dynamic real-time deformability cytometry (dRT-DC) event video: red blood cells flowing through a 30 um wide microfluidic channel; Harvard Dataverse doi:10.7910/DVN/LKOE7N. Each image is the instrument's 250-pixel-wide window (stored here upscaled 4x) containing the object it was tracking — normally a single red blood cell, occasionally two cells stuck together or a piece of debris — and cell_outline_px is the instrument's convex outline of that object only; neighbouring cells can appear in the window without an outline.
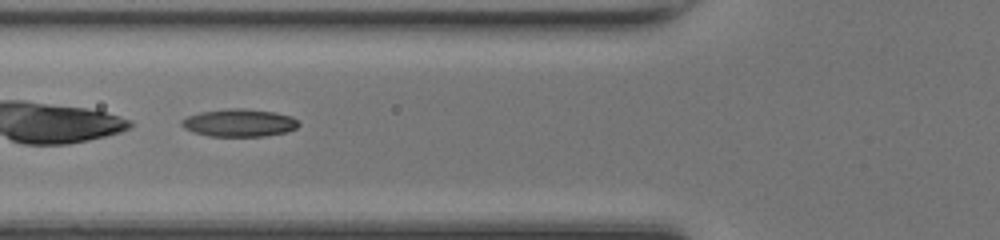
{"species": "common noctule bat (a hibernating species)", "species_latin": "Nyctalus noctula", "temperature_condition": "room temperature", "stored_images_in_passage": 38, "camera_frame_rate_fps": 3000, "um_per_image_px": 0.085, "animal": {"sex": "female", "body_mass_g": 17.0, "forearm_length_mm": 48.0}, "frame": {"image": 1, "passage_image": 18, "time_ms": 5.667, "image_size_px": [1000, 240], "cell_outline_px": [[300, 124], [296, 128], [288, 132], [264, 136], [208, 136], [192, 132], [184, 128], [180, 124], [180, 120], [188, 116], [200, 112], [228, 108], [244, 108], [276, 112], [292, 116]], "centroid_in_image_um": [20.33, 10.44], "position_along_channel_um": 105.5, "area_um2": 19.07}}
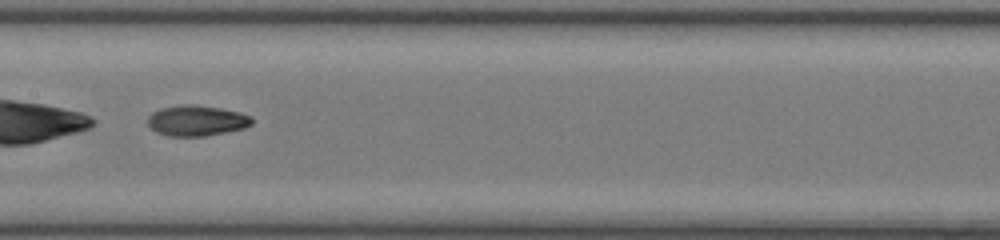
{"frame": {"image": 2, "passage_image": 24, "time_ms": 7.667, "image_size_px": [1000, 240], "cell_outline_px": [[252, 124], [244, 128], [204, 136], [168, 136], [156, 132], [148, 124], [148, 116], [152, 112], [160, 108], [184, 104], [192, 104], [220, 108], [240, 112], [252, 116]], "centroid_in_image_um": [16.7, 10.24], "position_along_channel_um": 190.7, "area_um2": 18.55}}
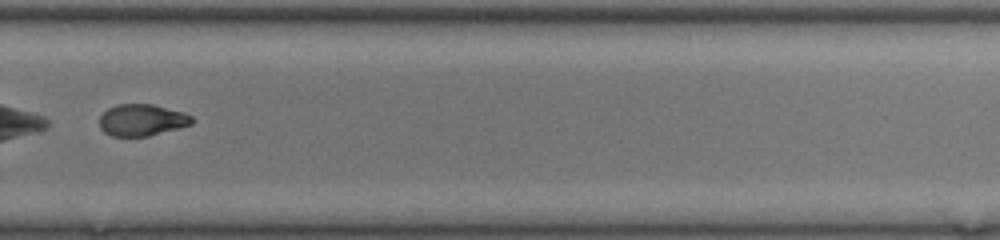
{"frame": {"image": 3, "passage_image": 33, "time_ms": 10.667, "image_size_px": [1000, 240], "cell_outline_px": [[196, 120], [192, 124], [148, 136], [112, 136], [104, 132], [100, 128], [100, 116], [108, 108], [116, 104], [152, 104], [184, 112], [192, 116]], "centroid_in_image_um": [12.07, 10.19], "position_along_channel_um": 317.7, "area_um2": 17.11}, "authors_computed_cell_mechanics": {"area_um2": 18.785, "velocity_mm_per_s": 4.2558, "shape_relaxation_time_tau1_ms": 4.1658, "shape_relaxation_time_tau2_ms": 3.98, "deformation_change_tau1": 0.1861, "deformation_change_tau2": 0.0894}}